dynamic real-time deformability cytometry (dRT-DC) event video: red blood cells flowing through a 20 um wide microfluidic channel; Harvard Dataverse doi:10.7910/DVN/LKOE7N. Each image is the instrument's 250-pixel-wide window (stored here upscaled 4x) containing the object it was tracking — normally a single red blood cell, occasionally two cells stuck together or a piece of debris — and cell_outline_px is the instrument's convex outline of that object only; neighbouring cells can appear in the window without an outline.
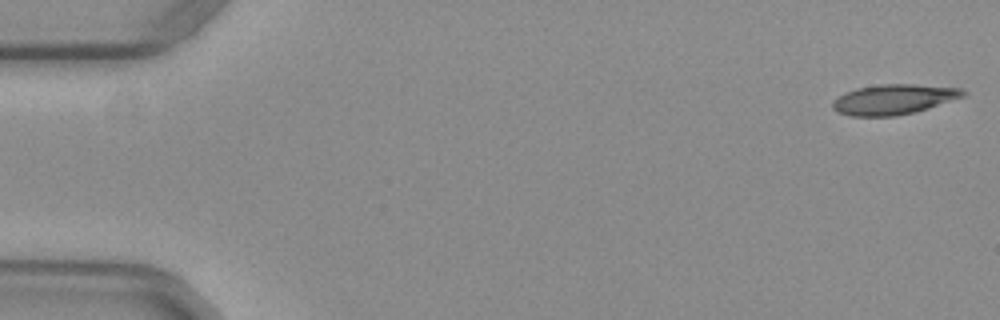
{"species": "common noctule bat (a hibernating species)", "species_latin": "Nyctalus noctula", "temperature_condition": "warm", "stored_images_in_passage": 52, "camera_frame_rate_fps": 3000, "um_per_image_px": 0.085, "animal": {"sex": "female", "body_mass_g": 29.2, "forearm_length_mm": 56.3}, "frame": {"image": 1, "passage_image": 1, "time_ms": 0.0, "image_size_px": [1000, 320], "cell_outline_px": [[968, 92], [964, 96], [928, 108], [896, 116], [852, 116], [836, 112], [832, 108], [832, 100], [844, 92], [856, 88], [880, 84], [912, 84], [960, 88]], "centroid_in_image_um": [75.91, 8.44], "position_along_channel_um": 9.1, "area_um2": 22.89}}
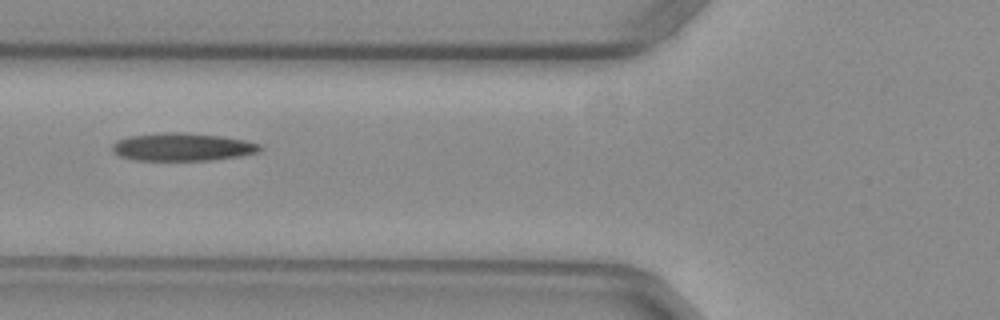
{"frame": {"image": 2, "passage_image": 20, "time_ms": 6.333, "image_size_px": [1000, 320], "cell_outline_px": [[264, 148], [260, 152], [240, 156], [212, 160], [136, 160], [120, 156], [112, 148], [112, 144], [116, 140], [128, 136], [164, 132], [184, 132], [220, 136], [244, 140], [260, 144]], "centroid_in_image_um": [15.53, 12.49], "position_along_channel_um": 110.3, "area_um2": 24.04}}
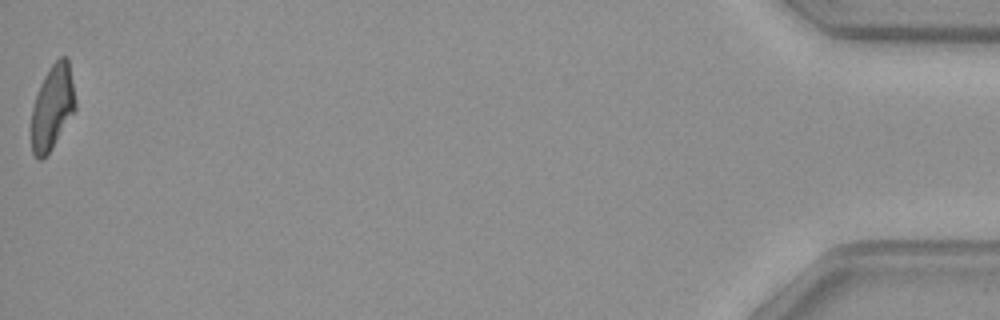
{"frame": {"image": 3, "passage_image": 52, "time_ms": 17.0, "image_size_px": [1000, 320], "cell_outline_px": [[76, 112], [52, 148], [40, 160], [32, 152], [32, 108], [40, 84], [48, 68], [60, 56], [68, 56], [76, 100]], "centroid_in_image_um": [4.49, 9.08], "position_along_channel_um": 430.7, "area_um2": 21.85}, "authors_computed_cell_mechanics": {"area_um2": 23.2934, "velocity_mm_per_s": 3.9734, "shape_relaxation_time_tau1_ms": null, "shape_relaxation_time_tau2_ms": 4.082, "deformation_change_tau1": null, "deformation_change_tau2": 0.149}}